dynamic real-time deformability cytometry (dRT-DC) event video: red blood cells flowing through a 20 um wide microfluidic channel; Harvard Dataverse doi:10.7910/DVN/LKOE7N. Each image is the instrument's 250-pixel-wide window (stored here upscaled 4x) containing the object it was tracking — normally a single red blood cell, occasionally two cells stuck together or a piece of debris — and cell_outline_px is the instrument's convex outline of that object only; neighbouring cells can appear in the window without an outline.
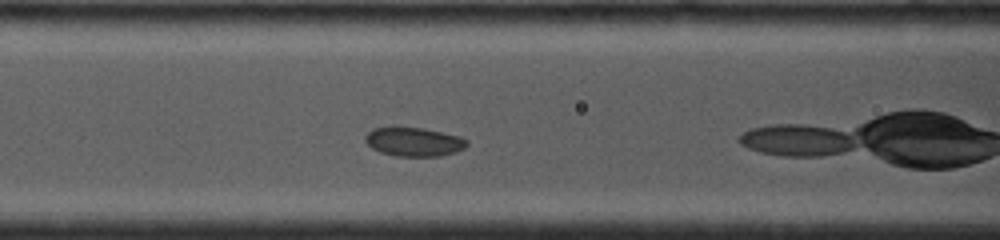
{"species": "common noctule bat (a hibernating species)", "species_latin": "Nyctalus noctula", "temperature_condition": "cold", "stored_images_in_passage": 8, "camera_frame_rate_fps": 4000, "um_per_image_px": 0.085, "animal": {"sex": "female", "body_mass_g": 19.0, "forearm_length_mm": 53.3}, "frame": {"image": 1, "passage_image": 5, "time_ms": 2.0, "image_size_px": [1000, 240], "cell_outline_px": [[468, 144], [464, 148], [456, 152], [440, 156], [396, 156], [380, 152], [372, 148], [364, 140], [364, 136], [372, 128], [392, 124], [396, 124], [424, 128], [460, 136], [468, 140]], "centroid_in_image_um": [35.13, 12.0], "position_along_channel_um": 131.5, "area_um2": 17.86}}
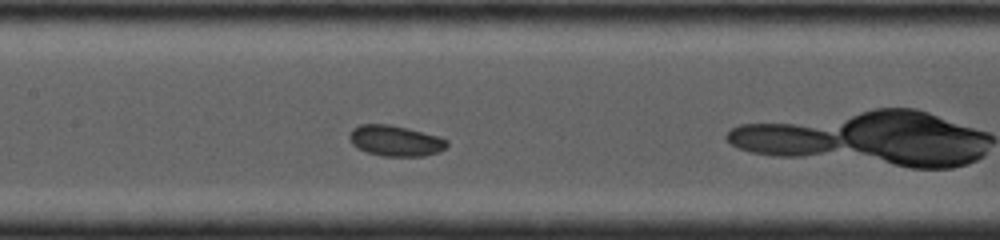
{"frame": {"image": 2, "passage_image": 7, "time_ms": 3.0, "image_size_px": [1000, 240], "cell_outline_px": [[448, 144], [440, 152], [424, 156], [384, 156], [368, 152], [352, 144], [348, 136], [352, 128], [360, 124], [388, 124], [408, 128], [436, 136], [448, 140]], "centroid_in_image_um": [33.6, 11.96], "position_along_channel_um": 173.8, "area_um2": 17.34}}